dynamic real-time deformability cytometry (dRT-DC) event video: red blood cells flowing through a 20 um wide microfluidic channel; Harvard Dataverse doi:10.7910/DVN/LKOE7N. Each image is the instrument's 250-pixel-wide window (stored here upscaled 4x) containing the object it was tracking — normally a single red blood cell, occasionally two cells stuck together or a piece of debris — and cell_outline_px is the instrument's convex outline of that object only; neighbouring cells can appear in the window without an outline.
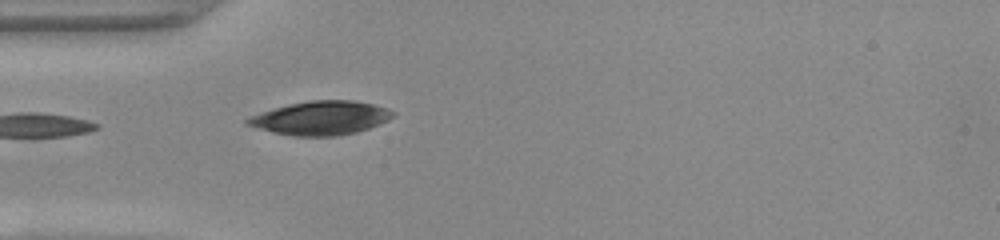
{"species": "common noctule bat (a hibernating species)", "species_latin": "Nyctalus noctula", "temperature_condition": "warm", "stored_images_in_passage": 22, "camera_frame_rate_fps": 3000, "um_per_image_px": 0.085, "animal": {"sex": "female", "body_mass_g": 22.0, "forearm_length_mm": 56.7}, "frame": {"image": 1, "passage_image": 1, "time_ms": 0.0, "image_size_px": [1000, 240], "cell_outline_px": [[396, 112], [388, 120], [368, 128], [356, 132], [336, 136], [296, 136], [272, 132], [244, 124], [244, 120], [248, 116], [260, 112], [288, 104], [312, 100], [352, 100], [372, 104], [388, 108]], "centroid_in_image_um": [27.23, 10.03], "position_along_channel_um": 57.8, "area_um2": 28.61}}
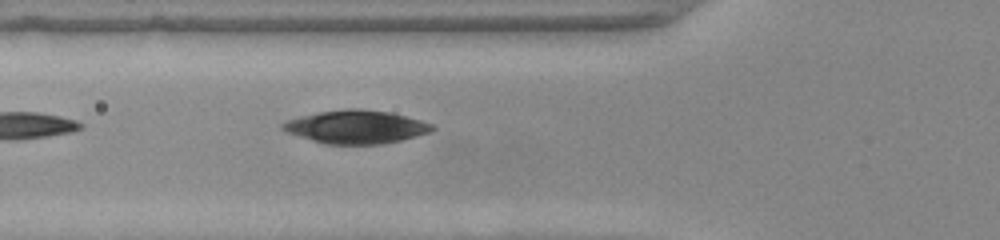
{"frame": {"image": 2, "passage_image": 4, "time_ms": 1.0, "image_size_px": [1000, 240], "cell_outline_px": [[436, 128], [432, 132], [384, 144], [324, 144], [288, 132], [280, 128], [280, 124], [288, 120], [320, 112], [348, 108], [360, 108], [388, 112], [420, 120], [432, 124]], "centroid_in_image_um": [30.3, 10.79], "position_along_channel_um": 95.5, "area_um2": 28.67}}